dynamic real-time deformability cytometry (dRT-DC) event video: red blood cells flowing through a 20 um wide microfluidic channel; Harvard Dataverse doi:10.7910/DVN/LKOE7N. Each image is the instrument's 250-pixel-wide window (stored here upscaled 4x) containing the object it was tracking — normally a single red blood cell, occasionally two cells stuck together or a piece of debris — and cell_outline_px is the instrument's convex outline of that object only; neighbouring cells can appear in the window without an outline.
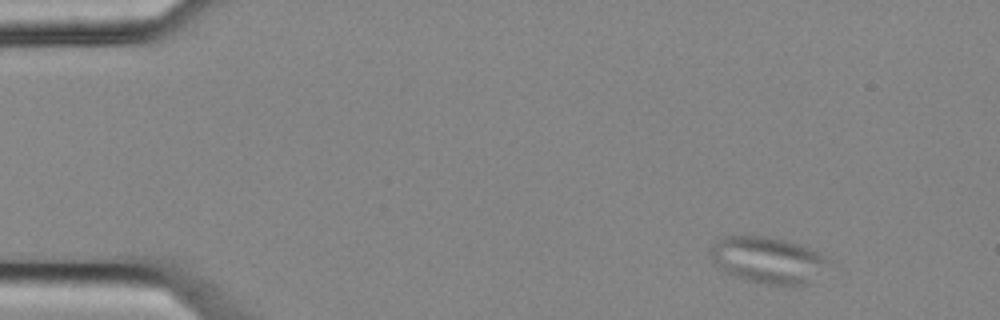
{"species": "common noctule bat (a hibernating species)", "species_latin": "Nyctalus noctula", "temperature_condition": "cold", "stored_images_in_passage": 4, "camera_frame_rate_fps": 3000, "um_per_image_px": 0.085, "animal": {"sex": "female", "body_mass_g": 25.1}, "frame": {"image": 1, "passage_image": 1, "time_ms": 0.0, "image_size_px": [1000, 320], "cell_outline_px": [[832, 260], [804, 284], [764, 284], [748, 280], [724, 272], [708, 256], [708, 252], [712, 244], [716, 240], [724, 236], [764, 236], [784, 240], [808, 248]], "centroid_in_image_um": [65.15, 22.07], "position_along_channel_um": 19.9, "area_um2": 31.21}}